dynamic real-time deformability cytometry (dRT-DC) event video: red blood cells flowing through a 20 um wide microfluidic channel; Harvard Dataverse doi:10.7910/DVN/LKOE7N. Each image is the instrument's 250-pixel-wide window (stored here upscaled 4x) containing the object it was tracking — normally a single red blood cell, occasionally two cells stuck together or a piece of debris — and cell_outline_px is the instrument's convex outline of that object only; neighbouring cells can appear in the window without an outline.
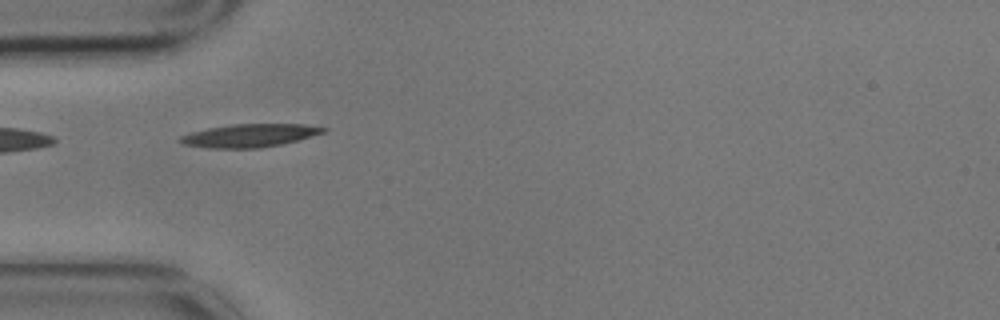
{"species": "common noctule bat (a hibernating species)", "species_latin": "Nyctalus noctula", "temperature_condition": "cold", "stored_images_in_passage": 6, "camera_frame_rate_fps": 3000, "um_per_image_px": 0.085, "animal": {"sex": "male", "body_mass_g": 17.9}, "frame": {"image": 1, "passage_image": 5, "time_ms": 1.333, "image_size_px": [1000, 320], "cell_outline_px": [[328, 128], [324, 132], [296, 140], [280, 144], [260, 148], [208, 148], [184, 144], [176, 140], [180, 136], [192, 132], [208, 128], [232, 124], [304, 124]], "centroid_in_image_um": [21.17, 11.52], "position_along_channel_um": 63.8, "area_um2": 19.07}}